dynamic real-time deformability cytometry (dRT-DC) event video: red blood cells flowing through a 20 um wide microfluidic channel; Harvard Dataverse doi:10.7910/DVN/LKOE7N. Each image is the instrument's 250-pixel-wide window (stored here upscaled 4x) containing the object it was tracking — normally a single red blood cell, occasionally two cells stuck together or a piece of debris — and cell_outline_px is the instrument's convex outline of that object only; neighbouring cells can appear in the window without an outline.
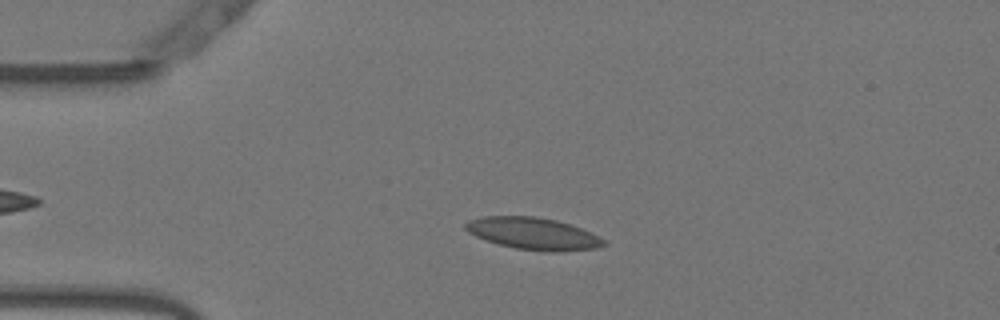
{"species": "Egyptian fruit bat (a non-hibernating species)", "species_latin": "Rousettus aegyptiacus", "temperature_condition": "warm", "stored_images_in_passage": 46, "camera_frame_rate_fps": 3000, "um_per_image_px": 0.085, "animal": {"sex": "female"}, "frame": {"image": 1, "passage_image": 12, "time_ms": 3.667, "image_size_px": [1000, 320], "cell_outline_px": [[608, 244], [596, 248], [556, 252], [548, 252], [516, 248], [500, 244], [476, 236], [468, 232], [464, 228], [464, 224], [468, 220], [484, 216], [536, 216], [556, 220], [580, 228], [604, 240]], "centroid_in_image_um": [45.3, 19.85], "position_along_channel_um": 39.7, "area_um2": 25.49}}
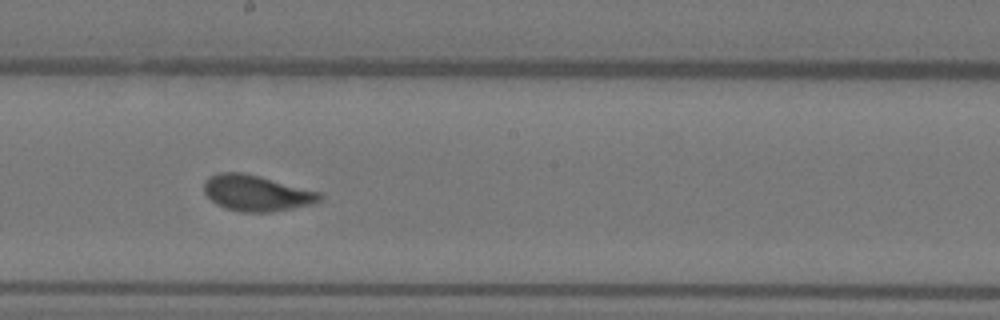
{"frame": {"image": 2, "passage_image": 29, "time_ms": 9.333, "image_size_px": [1000, 320], "cell_outline_px": [[324, 200], [312, 204], [272, 212], [240, 212], [224, 208], [216, 204], [204, 192], [204, 180], [208, 176], [220, 172], [244, 172], [260, 176], [320, 192], [324, 196]], "centroid_in_image_um": [21.8, 16.41], "position_along_channel_um": 226.4, "area_um2": 24.45}}
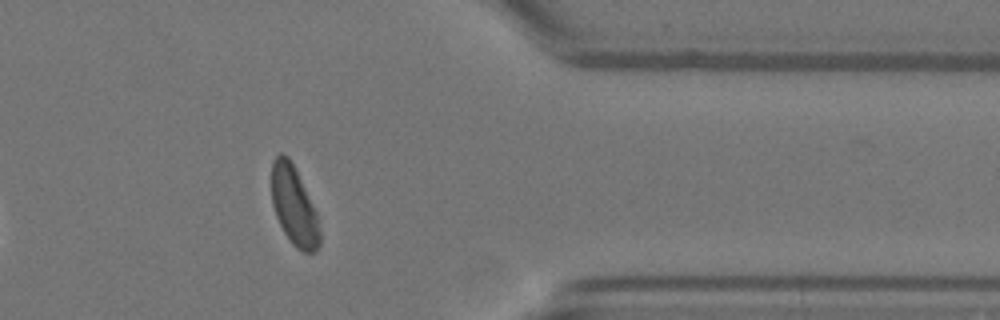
{"frame": {"image": 3, "passage_image": 43, "time_ms": 14.0, "image_size_px": [1000, 320], "cell_outline_px": [[320, 244], [316, 252], [304, 252], [296, 248], [292, 244], [284, 232], [276, 216], [272, 204], [272, 160], [280, 152], [288, 156], [316, 212], [320, 232]], "centroid_in_image_um": [24.98, 17.54], "position_along_channel_um": 386.4, "area_um2": 21.79}, "authors_computed_cell_mechanics": {"area_um2": 24.2471, "velocity_mm_per_s": 3.7826, "shape_relaxation_time_tau1_ms": 3.8878, "shape_relaxation_time_tau2_ms": 0.7606, "deformation_change_tau1": 0.1496, "deformation_change_tau2": 0.0714}}